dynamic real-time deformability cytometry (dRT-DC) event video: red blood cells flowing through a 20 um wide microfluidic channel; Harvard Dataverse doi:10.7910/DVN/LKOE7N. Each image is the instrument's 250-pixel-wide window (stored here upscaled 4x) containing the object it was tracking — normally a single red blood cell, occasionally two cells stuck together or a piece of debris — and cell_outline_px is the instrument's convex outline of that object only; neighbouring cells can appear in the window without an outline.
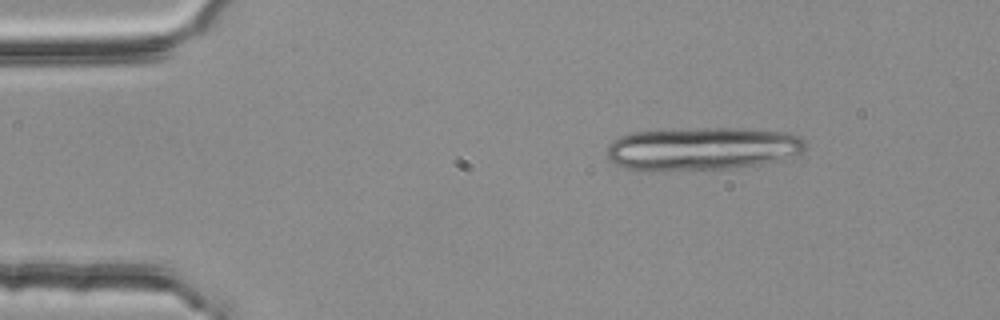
{"species": "common noctule bat (a hibernating species)", "species_latin": "Nyctalus noctula", "temperature_condition": "room temperature", "stored_images_in_passage": 3, "camera_frame_rate_fps": 3000, "um_per_image_px": 0.085, "animal": {"sex": "female", "body_mass_g": 25.1}, "frame": {"image": 1, "passage_image": 3, "time_ms": 0.667, "image_size_px": [1000, 320], "cell_outline_px": [[804, 148], [800, 156], [760, 164], [736, 168], [664, 172], [648, 172], [624, 168], [608, 160], [608, 144], [612, 140], [620, 136], [632, 132], [664, 128], [740, 128], [788, 132], [800, 136], [804, 140]], "centroid_in_image_um": [59.65, 12.65], "position_along_channel_um": 25.4, "area_um2": 51.44}}